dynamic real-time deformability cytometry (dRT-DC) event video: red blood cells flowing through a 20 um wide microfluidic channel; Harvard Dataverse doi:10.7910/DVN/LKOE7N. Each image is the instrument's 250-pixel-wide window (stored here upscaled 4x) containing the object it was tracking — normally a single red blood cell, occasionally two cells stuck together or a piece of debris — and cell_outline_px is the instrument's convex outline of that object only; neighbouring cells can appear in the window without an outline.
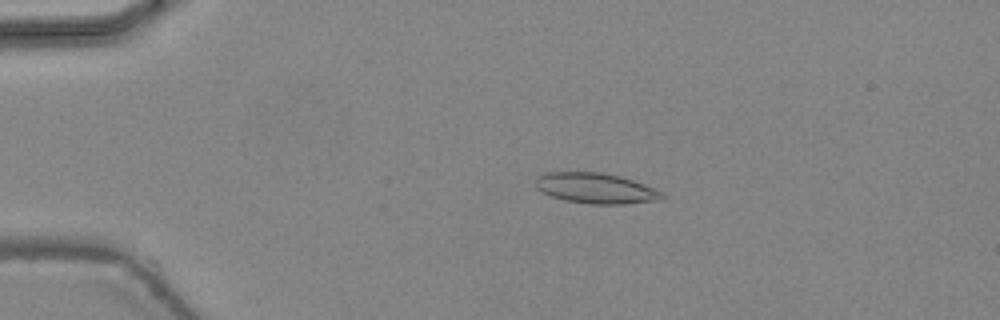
{"species": "common noctule bat (a hibernating species)", "species_latin": "Nyctalus noctula", "temperature_condition": "warm", "stored_images_in_passage": 46, "camera_frame_rate_fps": 3000, "um_per_image_px": 0.085, "animal": {"sex": "female", "body_mass_g": 24.6, "forearm_length_mm": 56.2}, "frame": {"image": 1, "passage_image": 10, "time_ms": 3.0, "image_size_px": [1000, 320], "cell_outline_px": [[668, 196], [660, 200], [624, 204], [588, 204], [564, 200], [552, 196], [536, 188], [536, 180], [544, 172], [600, 172], [620, 176], [644, 184], [664, 192]], "centroid_in_image_um": [50.69, 16.01], "position_along_channel_um": 34.3, "area_um2": 22.54}}
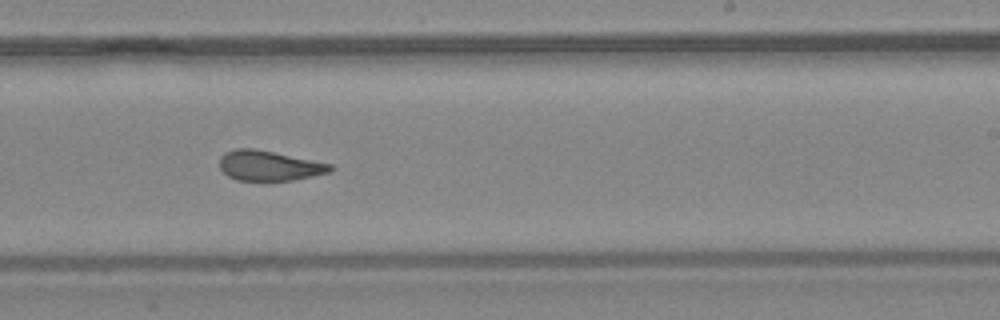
{"frame": {"image": 2, "passage_image": 29, "time_ms": 9.333, "image_size_px": [1000, 320], "cell_outline_px": [[336, 168], [332, 172], [292, 180], [236, 180], [228, 176], [220, 168], [220, 156], [224, 152], [236, 148], [252, 148], [332, 164]], "centroid_in_image_um": [22.88, 14.08], "position_along_channel_um": 266.1, "area_um2": 19.31}}
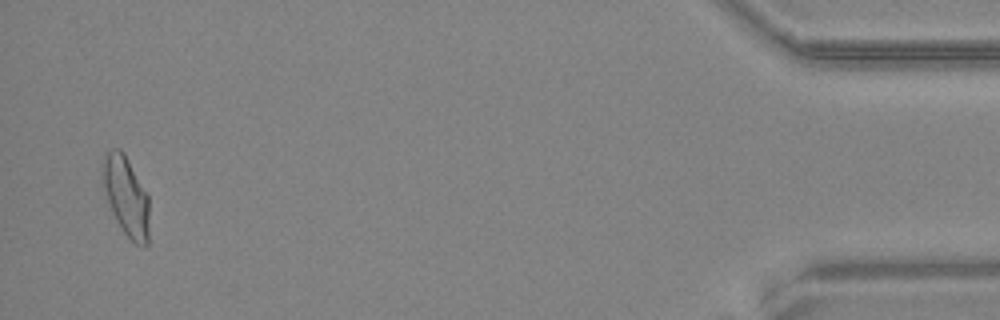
{"frame": {"image": 3, "passage_image": 45, "time_ms": 14.667, "image_size_px": [1000, 320], "cell_outline_px": [[148, 244], [144, 248], [136, 244], [124, 232], [116, 220], [112, 212], [100, 184], [100, 164], [104, 156], [112, 148], [120, 148], [124, 152], [148, 192]], "centroid_in_image_um": [10.68, 16.61], "position_along_channel_um": 424.5, "area_um2": 22.31}, "authors_computed_cell_mechanics": {"area_um2": 20.808, "velocity_mm_per_s": 4.4901, "shape_relaxation_time_tau1_ms": 6.5814, "shape_relaxation_time_tau2_ms": 1.5282, "deformation_change_tau1": 0.2118, "deformation_change_tau2": 0.0973}}